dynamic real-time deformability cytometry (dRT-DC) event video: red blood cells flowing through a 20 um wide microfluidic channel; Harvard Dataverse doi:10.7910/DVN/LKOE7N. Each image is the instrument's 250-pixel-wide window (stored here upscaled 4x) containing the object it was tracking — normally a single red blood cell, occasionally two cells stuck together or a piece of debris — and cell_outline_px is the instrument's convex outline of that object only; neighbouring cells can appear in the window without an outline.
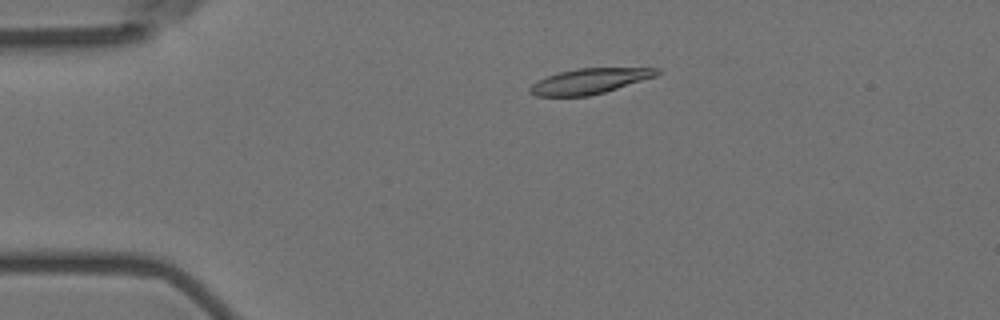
{"species": "Egyptian fruit bat (a non-hibernating species)", "species_latin": "Rousettus aegyptiacus", "temperature_condition": "room temperature", "stored_images_in_passage": 52, "camera_frame_rate_fps": 3000, "um_per_image_px": 0.085, "animal": {"sex": "female"}, "frame": {"image": 1, "passage_image": 9, "time_ms": 2.667, "image_size_px": [1000, 320], "cell_outline_px": [[660, 72], [656, 76], [604, 92], [588, 96], [536, 96], [528, 92], [528, 88], [532, 84], [548, 76], [560, 72], [576, 68], [660, 68]], "centroid_in_image_um": [50.1, 6.89], "position_along_channel_um": 34.9, "area_um2": 18.55}}
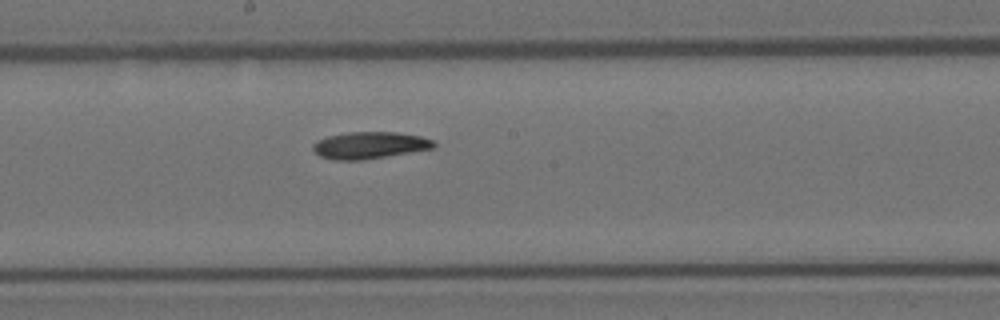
{"frame": {"image": 2, "passage_image": 27, "time_ms": 8.667, "image_size_px": [1000, 320], "cell_outline_px": [[436, 144], [432, 148], [364, 160], [332, 160], [320, 156], [312, 148], [312, 144], [316, 140], [328, 136], [348, 132], [396, 132], [420, 136], [432, 140]], "centroid_in_image_um": [31.36, 12.34], "position_along_channel_um": 216.8, "area_um2": 18.84}}
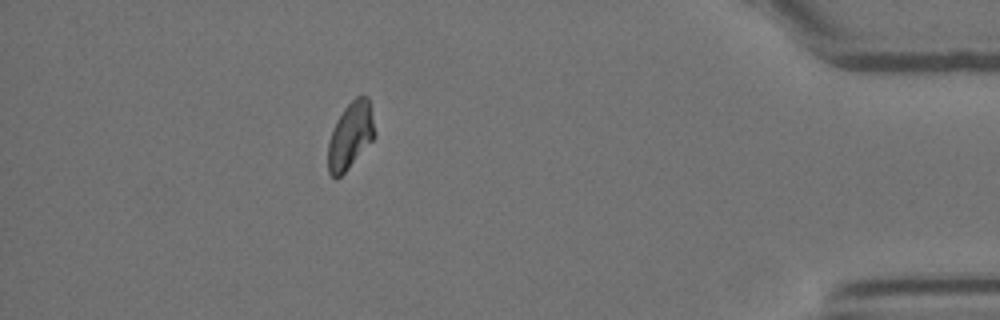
{"frame": {"image": 3, "passage_image": 46, "time_ms": 15.0, "image_size_px": [1000, 320], "cell_outline_px": [[376, 136], [348, 168], [336, 180], [328, 172], [328, 144], [332, 128], [336, 120], [344, 108], [360, 92], [364, 92], [368, 96], [376, 132]], "centroid_in_image_um": [29.79, 11.47], "position_along_channel_um": 405.4, "area_um2": 18.38}}